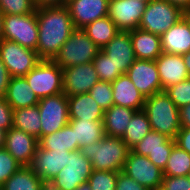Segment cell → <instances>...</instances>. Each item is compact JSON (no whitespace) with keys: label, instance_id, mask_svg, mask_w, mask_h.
<instances>
[{"label":"cell","instance_id":"cell-25","mask_svg":"<svg viewBox=\"0 0 190 190\" xmlns=\"http://www.w3.org/2000/svg\"><path fill=\"white\" fill-rule=\"evenodd\" d=\"M4 98L13 110L38 105L39 102L25 77H11Z\"/></svg>","mask_w":190,"mask_h":190},{"label":"cell","instance_id":"cell-23","mask_svg":"<svg viewBox=\"0 0 190 190\" xmlns=\"http://www.w3.org/2000/svg\"><path fill=\"white\" fill-rule=\"evenodd\" d=\"M130 36L136 59L156 60L162 54L159 35L136 28L130 31Z\"/></svg>","mask_w":190,"mask_h":190},{"label":"cell","instance_id":"cell-39","mask_svg":"<svg viewBox=\"0 0 190 190\" xmlns=\"http://www.w3.org/2000/svg\"><path fill=\"white\" fill-rule=\"evenodd\" d=\"M22 165L5 149H0V186Z\"/></svg>","mask_w":190,"mask_h":190},{"label":"cell","instance_id":"cell-33","mask_svg":"<svg viewBox=\"0 0 190 190\" xmlns=\"http://www.w3.org/2000/svg\"><path fill=\"white\" fill-rule=\"evenodd\" d=\"M189 171L190 154L176 144L171 151L163 175L187 176Z\"/></svg>","mask_w":190,"mask_h":190},{"label":"cell","instance_id":"cell-5","mask_svg":"<svg viewBox=\"0 0 190 190\" xmlns=\"http://www.w3.org/2000/svg\"><path fill=\"white\" fill-rule=\"evenodd\" d=\"M185 12L167 0H152L146 3L139 28L161 36L176 24Z\"/></svg>","mask_w":190,"mask_h":190},{"label":"cell","instance_id":"cell-26","mask_svg":"<svg viewBox=\"0 0 190 190\" xmlns=\"http://www.w3.org/2000/svg\"><path fill=\"white\" fill-rule=\"evenodd\" d=\"M136 110L131 108L112 105L104 111L103 126L107 136L122 138L129 121Z\"/></svg>","mask_w":190,"mask_h":190},{"label":"cell","instance_id":"cell-51","mask_svg":"<svg viewBox=\"0 0 190 190\" xmlns=\"http://www.w3.org/2000/svg\"><path fill=\"white\" fill-rule=\"evenodd\" d=\"M3 19H4V15L0 11V40L2 39V36H3Z\"/></svg>","mask_w":190,"mask_h":190},{"label":"cell","instance_id":"cell-10","mask_svg":"<svg viewBox=\"0 0 190 190\" xmlns=\"http://www.w3.org/2000/svg\"><path fill=\"white\" fill-rule=\"evenodd\" d=\"M92 164L81 150L71 151L67 165L61 169L51 182L60 190H74L88 182L92 174Z\"/></svg>","mask_w":190,"mask_h":190},{"label":"cell","instance_id":"cell-28","mask_svg":"<svg viewBox=\"0 0 190 190\" xmlns=\"http://www.w3.org/2000/svg\"><path fill=\"white\" fill-rule=\"evenodd\" d=\"M12 127L39 140L41 138V121L38 105L13 110Z\"/></svg>","mask_w":190,"mask_h":190},{"label":"cell","instance_id":"cell-53","mask_svg":"<svg viewBox=\"0 0 190 190\" xmlns=\"http://www.w3.org/2000/svg\"><path fill=\"white\" fill-rule=\"evenodd\" d=\"M141 1H144V2L148 3V2H150V1H152V0H141Z\"/></svg>","mask_w":190,"mask_h":190},{"label":"cell","instance_id":"cell-6","mask_svg":"<svg viewBox=\"0 0 190 190\" xmlns=\"http://www.w3.org/2000/svg\"><path fill=\"white\" fill-rule=\"evenodd\" d=\"M24 77L38 99L63 92V70L53 60H41Z\"/></svg>","mask_w":190,"mask_h":190},{"label":"cell","instance_id":"cell-37","mask_svg":"<svg viewBox=\"0 0 190 190\" xmlns=\"http://www.w3.org/2000/svg\"><path fill=\"white\" fill-rule=\"evenodd\" d=\"M91 97L106 111L113 104L112 85L109 82L99 80L89 91Z\"/></svg>","mask_w":190,"mask_h":190},{"label":"cell","instance_id":"cell-18","mask_svg":"<svg viewBox=\"0 0 190 190\" xmlns=\"http://www.w3.org/2000/svg\"><path fill=\"white\" fill-rule=\"evenodd\" d=\"M101 50L109 56L115 69L121 74H126L136 60L130 31H119Z\"/></svg>","mask_w":190,"mask_h":190},{"label":"cell","instance_id":"cell-20","mask_svg":"<svg viewBox=\"0 0 190 190\" xmlns=\"http://www.w3.org/2000/svg\"><path fill=\"white\" fill-rule=\"evenodd\" d=\"M162 51L183 55L190 52V12L160 36Z\"/></svg>","mask_w":190,"mask_h":190},{"label":"cell","instance_id":"cell-3","mask_svg":"<svg viewBox=\"0 0 190 190\" xmlns=\"http://www.w3.org/2000/svg\"><path fill=\"white\" fill-rule=\"evenodd\" d=\"M143 111L148 117L152 130L176 139L181 128L179 108L165 91L146 97Z\"/></svg>","mask_w":190,"mask_h":190},{"label":"cell","instance_id":"cell-4","mask_svg":"<svg viewBox=\"0 0 190 190\" xmlns=\"http://www.w3.org/2000/svg\"><path fill=\"white\" fill-rule=\"evenodd\" d=\"M83 29H75L69 39L61 46L53 61L62 69L93 62L100 52Z\"/></svg>","mask_w":190,"mask_h":190},{"label":"cell","instance_id":"cell-47","mask_svg":"<svg viewBox=\"0 0 190 190\" xmlns=\"http://www.w3.org/2000/svg\"><path fill=\"white\" fill-rule=\"evenodd\" d=\"M171 4L180 7L184 12H190V0H167Z\"/></svg>","mask_w":190,"mask_h":190},{"label":"cell","instance_id":"cell-22","mask_svg":"<svg viewBox=\"0 0 190 190\" xmlns=\"http://www.w3.org/2000/svg\"><path fill=\"white\" fill-rule=\"evenodd\" d=\"M111 85L114 105L131 108L136 111L143 110L146 98L136 88L127 74L117 77Z\"/></svg>","mask_w":190,"mask_h":190},{"label":"cell","instance_id":"cell-46","mask_svg":"<svg viewBox=\"0 0 190 190\" xmlns=\"http://www.w3.org/2000/svg\"><path fill=\"white\" fill-rule=\"evenodd\" d=\"M67 0H34L37 8L40 7H53V6H64Z\"/></svg>","mask_w":190,"mask_h":190},{"label":"cell","instance_id":"cell-11","mask_svg":"<svg viewBox=\"0 0 190 190\" xmlns=\"http://www.w3.org/2000/svg\"><path fill=\"white\" fill-rule=\"evenodd\" d=\"M122 172L149 190L161 188L163 170L154 165L146 156L138 155L130 150Z\"/></svg>","mask_w":190,"mask_h":190},{"label":"cell","instance_id":"cell-19","mask_svg":"<svg viewBox=\"0 0 190 190\" xmlns=\"http://www.w3.org/2000/svg\"><path fill=\"white\" fill-rule=\"evenodd\" d=\"M38 139L11 127L6 131L4 148L22 165L29 166L38 147Z\"/></svg>","mask_w":190,"mask_h":190},{"label":"cell","instance_id":"cell-12","mask_svg":"<svg viewBox=\"0 0 190 190\" xmlns=\"http://www.w3.org/2000/svg\"><path fill=\"white\" fill-rule=\"evenodd\" d=\"M175 145L176 141L174 139L167 137L165 134L151 130L130 150L138 155L148 157L154 165L164 171L171 151Z\"/></svg>","mask_w":190,"mask_h":190},{"label":"cell","instance_id":"cell-27","mask_svg":"<svg viewBox=\"0 0 190 190\" xmlns=\"http://www.w3.org/2000/svg\"><path fill=\"white\" fill-rule=\"evenodd\" d=\"M79 149L100 141L104 136L103 120H69Z\"/></svg>","mask_w":190,"mask_h":190},{"label":"cell","instance_id":"cell-17","mask_svg":"<svg viewBox=\"0 0 190 190\" xmlns=\"http://www.w3.org/2000/svg\"><path fill=\"white\" fill-rule=\"evenodd\" d=\"M67 150H45L39 145L29 167L42 181H51L68 162Z\"/></svg>","mask_w":190,"mask_h":190},{"label":"cell","instance_id":"cell-43","mask_svg":"<svg viewBox=\"0 0 190 190\" xmlns=\"http://www.w3.org/2000/svg\"><path fill=\"white\" fill-rule=\"evenodd\" d=\"M175 141L182 150L190 154V128L181 127Z\"/></svg>","mask_w":190,"mask_h":190},{"label":"cell","instance_id":"cell-36","mask_svg":"<svg viewBox=\"0 0 190 190\" xmlns=\"http://www.w3.org/2000/svg\"><path fill=\"white\" fill-rule=\"evenodd\" d=\"M36 9L34 0H0V11L3 15H26L34 13Z\"/></svg>","mask_w":190,"mask_h":190},{"label":"cell","instance_id":"cell-9","mask_svg":"<svg viewBox=\"0 0 190 190\" xmlns=\"http://www.w3.org/2000/svg\"><path fill=\"white\" fill-rule=\"evenodd\" d=\"M0 59L11 77H24L41 61L37 51L5 39L0 40Z\"/></svg>","mask_w":190,"mask_h":190},{"label":"cell","instance_id":"cell-13","mask_svg":"<svg viewBox=\"0 0 190 190\" xmlns=\"http://www.w3.org/2000/svg\"><path fill=\"white\" fill-rule=\"evenodd\" d=\"M146 2L141 0H110L108 17L120 31L139 28Z\"/></svg>","mask_w":190,"mask_h":190},{"label":"cell","instance_id":"cell-49","mask_svg":"<svg viewBox=\"0 0 190 190\" xmlns=\"http://www.w3.org/2000/svg\"><path fill=\"white\" fill-rule=\"evenodd\" d=\"M183 61L185 63V66H186V69H187V72L190 76V52L186 53V54H183Z\"/></svg>","mask_w":190,"mask_h":190},{"label":"cell","instance_id":"cell-2","mask_svg":"<svg viewBox=\"0 0 190 190\" xmlns=\"http://www.w3.org/2000/svg\"><path fill=\"white\" fill-rule=\"evenodd\" d=\"M81 152L90 159L93 170L120 172L130 148L122 138L105 135L100 141L85 145Z\"/></svg>","mask_w":190,"mask_h":190},{"label":"cell","instance_id":"cell-32","mask_svg":"<svg viewBox=\"0 0 190 190\" xmlns=\"http://www.w3.org/2000/svg\"><path fill=\"white\" fill-rule=\"evenodd\" d=\"M151 130L152 128L146 113L143 110L136 111L127 125L122 140L131 149Z\"/></svg>","mask_w":190,"mask_h":190},{"label":"cell","instance_id":"cell-31","mask_svg":"<svg viewBox=\"0 0 190 190\" xmlns=\"http://www.w3.org/2000/svg\"><path fill=\"white\" fill-rule=\"evenodd\" d=\"M83 30L99 48L108 44L120 31L108 16L95 20L84 27Z\"/></svg>","mask_w":190,"mask_h":190},{"label":"cell","instance_id":"cell-16","mask_svg":"<svg viewBox=\"0 0 190 190\" xmlns=\"http://www.w3.org/2000/svg\"><path fill=\"white\" fill-rule=\"evenodd\" d=\"M110 0H67V7L75 29H83L97 19L108 16Z\"/></svg>","mask_w":190,"mask_h":190},{"label":"cell","instance_id":"cell-24","mask_svg":"<svg viewBox=\"0 0 190 190\" xmlns=\"http://www.w3.org/2000/svg\"><path fill=\"white\" fill-rule=\"evenodd\" d=\"M69 120H103L104 110L90 93L68 96Z\"/></svg>","mask_w":190,"mask_h":190},{"label":"cell","instance_id":"cell-1","mask_svg":"<svg viewBox=\"0 0 190 190\" xmlns=\"http://www.w3.org/2000/svg\"><path fill=\"white\" fill-rule=\"evenodd\" d=\"M37 23V54L41 60H53L75 30L70 13L65 5L40 7L37 8Z\"/></svg>","mask_w":190,"mask_h":190},{"label":"cell","instance_id":"cell-52","mask_svg":"<svg viewBox=\"0 0 190 190\" xmlns=\"http://www.w3.org/2000/svg\"><path fill=\"white\" fill-rule=\"evenodd\" d=\"M74 190H91V188L88 183H85L77 186Z\"/></svg>","mask_w":190,"mask_h":190},{"label":"cell","instance_id":"cell-45","mask_svg":"<svg viewBox=\"0 0 190 190\" xmlns=\"http://www.w3.org/2000/svg\"><path fill=\"white\" fill-rule=\"evenodd\" d=\"M181 127L190 128V103L179 108Z\"/></svg>","mask_w":190,"mask_h":190},{"label":"cell","instance_id":"cell-44","mask_svg":"<svg viewBox=\"0 0 190 190\" xmlns=\"http://www.w3.org/2000/svg\"><path fill=\"white\" fill-rule=\"evenodd\" d=\"M10 79L9 71L0 59V98L5 97Z\"/></svg>","mask_w":190,"mask_h":190},{"label":"cell","instance_id":"cell-38","mask_svg":"<svg viewBox=\"0 0 190 190\" xmlns=\"http://www.w3.org/2000/svg\"><path fill=\"white\" fill-rule=\"evenodd\" d=\"M165 93L174 102V104L181 108L190 103V77L166 88Z\"/></svg>","mask_w":190,"mask_h":190},{"label":"cell","instance_id":"cell-40","mask_svg":"<svg viewBox=\"0 0 190 190\" xmlns=\"http://www.w3.org/2000/svg\"><path fill=\"white\" fill-rule=\"evenodd\" d=\"M161 190H190L187 176H163Z\"/></svg>","mask_w":190,"mask_h":190},{"label":"cell","instance_id":"cell-15","mask_svg":"<svg viewBox=\"0 0 190 190\" xmlns=\"http://www.w3.org/2000/svg\"><path fill=\"white\" fill-rule=\"evenodd\" d=\"M63 70V92L67 96L89 93L99 81L93 62L67 67Z\"/></svg>","mask_w":190,"mask_h":190},{"label":"cell","instance_id":"cell-21","mask_svg":"<svg viewBox=\"0 0 190 190\" xmlns=\"http://www.w3.org/2000/svg\"><path fill=\"white\" fill-rule=\"evenodd\" d=\"M163 91L171 85L189 78L182 55L162 54L155 60Z\"/></svg>","mask_w":190,"mask_h":190},{"label":"cell","instance_id":"cell-7","mask_svg":"<svg viewBox=\"0 0 190 190\" xmlns=\"http://www.w3.org/2000/svg\"><path fill=\"white\" fill-rule=\"evenodd\" d=\"M2 39L35 50L38 43L37 9L26 15H4Z\"/></svg>","mask_w":190,"mask_h":190},{"label":"cell","instance_id":"cell-14","mask_svg":"<svg viewBox=\"0 0 190 190\" xmlns=\"http://www.w3.org/2000/svg\"><path fill=\"white\" fill-rule=\"evenodd\" d=\"M126 74L145 98L163 92L155 60L136 59Z\"/></svg>","mask_w":190,"mask_h":190},{"label":"cell","instance_id":"cell-35","mask_svg":"<svg viewBox=\"0 0 190 190\" xmlns=\"http://www.w3.org/2000/svg\"><path fill=\"white\" fill-rule=\"evenodd\" d=\"M119 172L93 170L88 178L91 190H115Z\"/></svg>","mask_w":190,"mask_h":190},{"label":"cell","instance_id":"cell-48","mask_svg":"<svg viewBox=\"0 0 190 190\" xmlns=\"http://www.w3.org/2000/svg\"><path fill=\"white\" fill-rule=\"evenodd\" d=\"M40 190H60L51 181H43Z\"/></svg>","mask_w":190,"mask_h":190},{"label":"cell","instance_id":"cell-29","mask_svg":"<svg viewBox=\"0 0 190 190\" xmlns=\"http://www.w3.org/2000/svg\"><path fill=\"white\" fill-rule=\"evenodd\" d=\"M38 144L45 150H67L70 152L79 150L77 141H75L74 131L69 123L59 131L42 136L38 140Z\"/></svg>","mask_w":190,"mask_h":190},{"label":"cell","instance_id":"cell-34","mask_svg":"<svg viewBox=\"0 0 190 190\" xmlns=\"http://www.w3.org/2000/svg\"><path fill=\"white\" fill-rule=\"evenodd\" d=\"M93 64L101 81L112 83L117 77L122 75L118 69H115L109 56L102 50L93 59Z\"/></svg>","mask_w":190,"mask_h":190},{"label":"cell","instance_id":"cell-54","mask_svg":"<svg viewBox=\"0 0 190 190\" xmlns=\"http://www.w3.org/2000/svg\"><path fill=\"white\" fill-rule=\"evenodd\" d=\"M188 179L190 180V171L188 172V175H187Z\"/></svg>","mask_w":190,"mask_h":190},{"label":"cell","instance_id":"cell-42","mask_svg":"<svg viewBox=\"0 0 190 190\" xmlns=\"http://www.w3.org/2000/svg\"><path fill=\"white\" fill-rule=\"evenodd\" d=\"M115 190H149L143 185L133 180L124 172L120 171L117 177V183Z\"/></svg>","mask_w":190,"mask_h":190},{"label":"cell","instance_id":"cell-8","mask_svg":"<svg viewBox=\"0 0 190 190\" xmlns=\"http://www.w3.org/2000/svg\"><path fill=\"white\" fill-rule=\"evenodd\" d=\"M41 137L59 131L69 123L68 96L60 94L39 99Z\"/></svg>","mask_w":190,"mask_h":190},{"label":"cell","instance_id":"cell-41","mask_svg":"<svg viewBox=\"0 0 190 190\" xmlns=\"http://www.w3.org/2000/svg\"><path fill=\"white\" fill-rule=\"evenodd\" d=\"M13 126V109L5 100L0 98V128L8 131Z\"/></svg>","mask_w":190,"mask_h":190},{"label":"cell","instance_id":"cell-50","mask_svg":"<svg viewBox=\"0 0 190 190\" xmlns=\"http://www.w3.org/2000/svg\"><path fill=\"white\" fill-rule=\"evenodd\" d=\"M6 130L0 128V149L4 148Z\"/></svg>","mask_w":190,"mask_h":190},{"label":"cell","instance_id":"cell-30","mask_svg":"<svg viewBox=\"0 0 190 190\" xmlns=\"http://www.w3.org/2000/svg\"><path fill=\"white\" fill-rule=\"evenodd\" d=\"M43 181L29 166H22L11 175L0 190H40Z\"/></svg>","mask_w":190,"mask_h":190}]
</instances>
